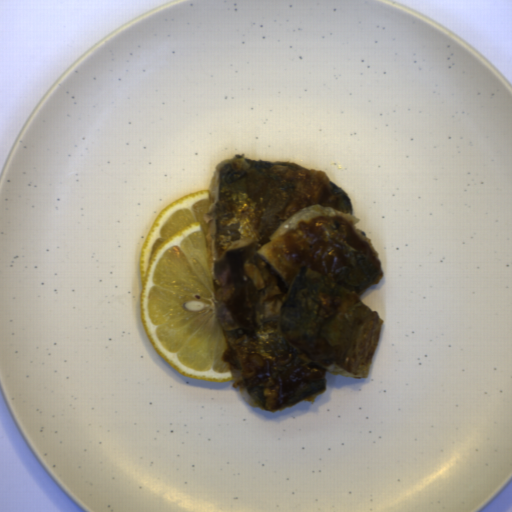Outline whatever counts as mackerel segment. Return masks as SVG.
I'll return each mask as SVG.
<instances>
[{"mask_svg":"<svg viewBox=\"0 0 512 512\" xmlns=\"http://www.w3.org/2000/svg\"><path fill=\"white\" fill-rule=\"evenodd\" d=\"M207 244L221 361L243 402L284 412L366 379L383 320L360 298L380 254L324 170L236 153L216 164Z\"/></svg>","mask_w":512,"mask_h":512,"instance_id":"14911b7f","label":"mackerel segment"}]
</instances>
